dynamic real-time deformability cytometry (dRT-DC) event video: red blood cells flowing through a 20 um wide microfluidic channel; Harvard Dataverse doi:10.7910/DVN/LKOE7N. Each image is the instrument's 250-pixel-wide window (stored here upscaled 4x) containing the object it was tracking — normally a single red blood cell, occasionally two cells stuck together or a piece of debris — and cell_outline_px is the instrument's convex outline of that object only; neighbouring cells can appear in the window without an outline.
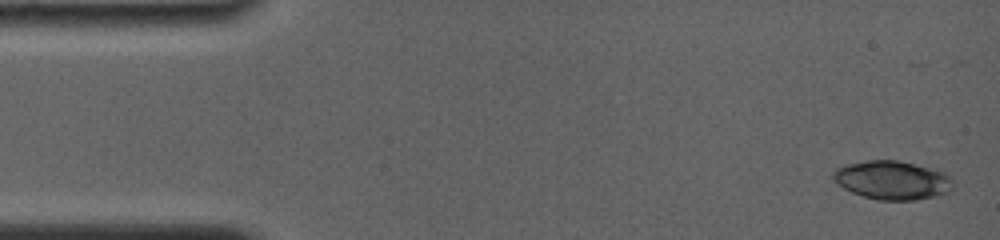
{"species": "common noctule bat (a hibernating species)", "species_latin": "Nyctalus noctula", "temperature_condition": "room temperature", "stored_images_in_passage": 6, "camera_frame_rate_fps": 4000, "um_per_image_px": 0.085, "animal": {"sex": "female", "body_mass_g": 19.0, "forearm_length_mm": 56.7}, "frame": {"image": 1, "passage_image": 1, "time_ms": 0.0, "image_size_px": [1000, 240], "cell_outline_px": [[952, 188], [948, 192], [936, 196], [916, 200], [876, 200], [852, 192], [836, 184], [832, 180], [832, 172], [836, 168], [848, 164], [868, 160], [896, 160], [936, 168], [944, 172], [952, 180]], "centroid_in_image_um": [75.83, 15.31], "position_along_channel_um": 9.2, "area_um2": 27.22}}
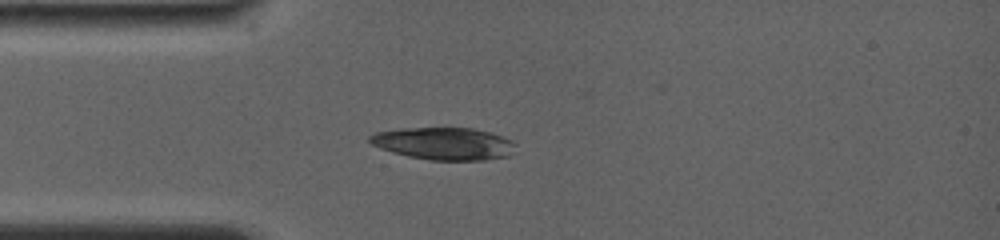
{"frame": {"image": 2, "passage_image": 6, "time_ms": 3.75, "image_size_px": [1000, 240], "cell_outline_px": [[516, 144], [508, 156], [484, 160], [432, 160], [408, 156], [392, 152], [380, 148], [372, 144], [368, 140], [368, 136], [376, 132], [400, 128], [472, 128], [488, 132], [512, 140]], "centroid_in_image_um": [37.7, 12.2], "position_along_channel_um": 47.3, "area_um2": 27.34}}